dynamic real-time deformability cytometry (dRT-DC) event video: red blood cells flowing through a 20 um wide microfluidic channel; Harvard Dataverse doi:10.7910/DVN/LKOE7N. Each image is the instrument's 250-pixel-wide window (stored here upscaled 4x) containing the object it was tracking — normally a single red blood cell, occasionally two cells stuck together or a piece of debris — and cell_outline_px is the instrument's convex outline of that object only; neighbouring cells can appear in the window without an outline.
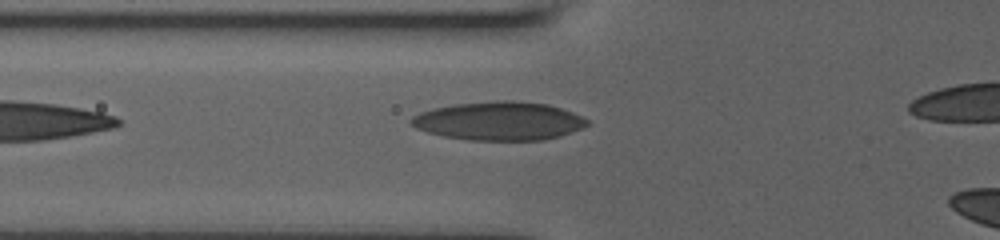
{"species": "human", "species_latin": "Homo sapiens", "temperature_condition": "room temperature", "stored_images_in_passage": 5, "camera_frame_rate_fps": 3000, "um_per_image_px": 0.085, "donor": {"sex": "male"}, "frame": {"image": 1, "passage_image": 4, "time_ms": 2.667, "image_size_px": [1000, 240], "cell_outline_px": [[588, 124], [584, 128], [560, 136], [544, 140], [468, 140], [444, 136], [428, 132], [416, 128], [408, 120], [412, 116], [420, 112], [452, 104], [500, 100], [512, 100], [548, 104], [572, 112], [588, 120]], "centroid_in_image_um": [42.42, 10.28], "position_along_channel_um": 83.4, "area_um2": 39.54}}